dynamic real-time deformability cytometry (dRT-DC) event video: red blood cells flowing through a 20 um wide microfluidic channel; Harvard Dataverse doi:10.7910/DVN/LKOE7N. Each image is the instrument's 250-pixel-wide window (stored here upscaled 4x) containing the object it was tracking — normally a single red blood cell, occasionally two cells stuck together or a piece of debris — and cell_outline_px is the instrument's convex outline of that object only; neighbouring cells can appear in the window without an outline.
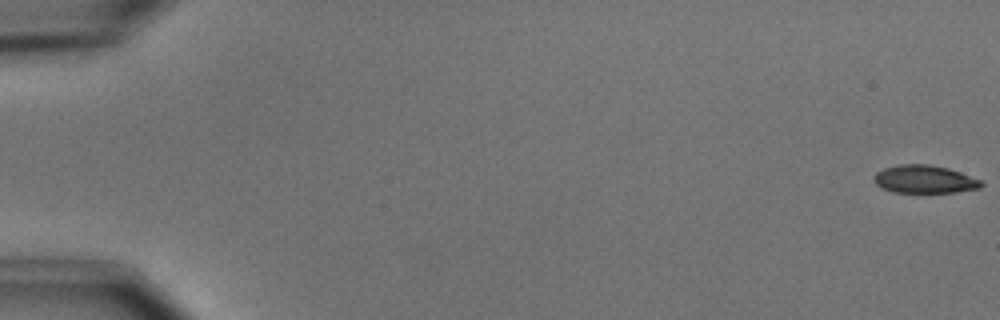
{"species": "common noctule bat (a hibernating species)", "species_latin": "Nyctalus noctula", "temperature_condition": "cold", "stored_images_in_passage": 7, "camera_frame_rate_fps": 3000, "um_per_image_px": 0.085, "animal": {"sex": "male", "body_mass_g": 15.6}, "frame": {"image": 1, "passage_image": 1, "time_ms": 0.0, "image_size_px": [1000, 320], "cell_outline_px": [[984, 184], [980, 188], [956, 192], [892, 192], [880, 188], [872, 180], [872, 176], [876, 172], [884, 168], [900, 164], [928, 164], [948, 168], [960, 172], [980, 180]], "centroid_in_image_um": [78.53, 15.24], "position_along_channel_um": 6.5, "area_um2": 17.57}}
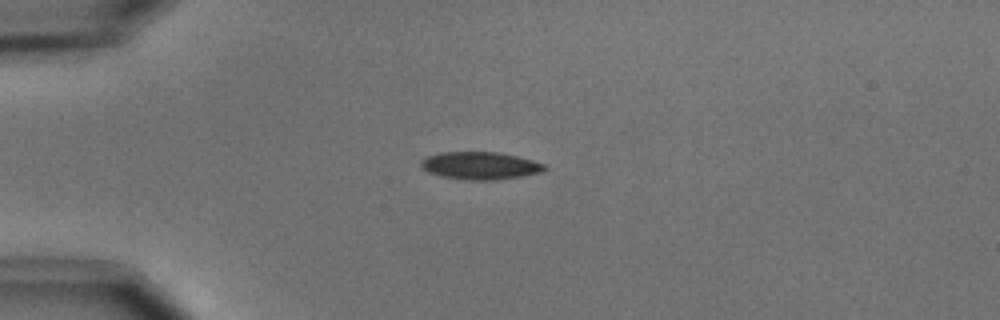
{"frame": {"image": 2, "passage_image": 5, "time_ms": 4.667, "image_size_px": [1000, 320], "cell_outline_px": [[548, 168], [540, 172], [520, 176], [496, 180], [464, 180], [440, 176], [428, 172], [420, 164], [420, 160], [428, 156], [440, 152], [500, 152], [532, 160], [544, 164]], "centroid_in_image_um": [40.79, 14.08], "position_along_channel_um": 44.2, "area_um2": 19.83}}
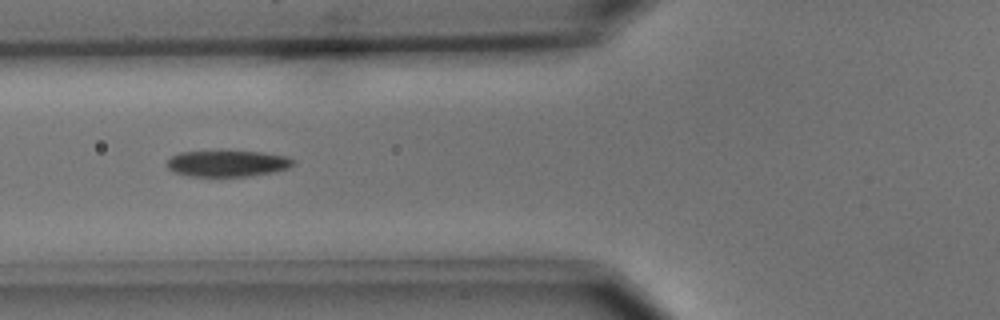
{"frame": {"image": 3, "passage_image": 7, "time_ms": 7.0, "image_size_px": [1000, 320], "cell_outline_px": [[296, 164], [288, 168], [276, 172], [252, 176], [188, 176], [176, 172], [168, 168], [168, 160], [172, 156], [180, 152], [260, 152], [288, 156], [296, 160]], "centroid_in_image_um": [19.43, 13.91], "position_along_channel_um": 106.4, "area_um2": 19.19}}